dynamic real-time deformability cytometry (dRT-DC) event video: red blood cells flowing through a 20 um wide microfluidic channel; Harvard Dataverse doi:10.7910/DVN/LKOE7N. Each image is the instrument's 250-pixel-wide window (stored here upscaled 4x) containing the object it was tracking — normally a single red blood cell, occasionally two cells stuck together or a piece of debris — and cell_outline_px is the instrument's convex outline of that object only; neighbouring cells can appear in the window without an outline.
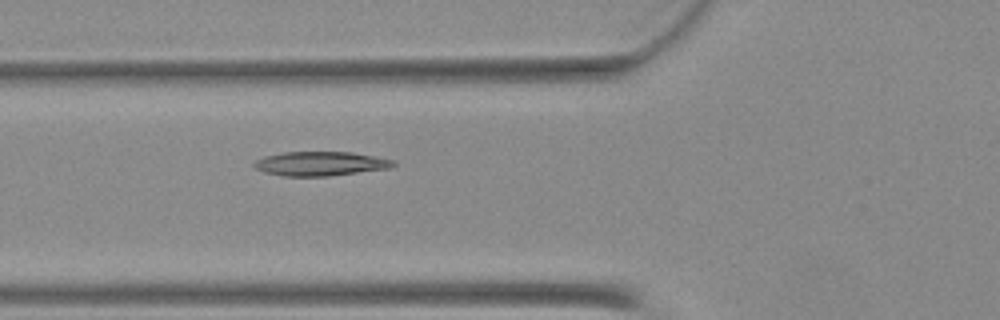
{"species": "Egyptian fruit bat (a non-hibernating species)", "species_latin": "Rousettus aegyptiacus", "temperature_condition": "warm", "stored_images_in_passage": 7, "camera_frame_rate_fps": 3000, "um_per_image_px": 0.085, "animal": {"sex": "female"}, "frame": {"image": 1, "passage_image": 6, "time_ms": 1.667, "image_size_px": [1000, 320], "cell_outline_px": [[396, 164], [388, 168], [328, 176], [284, 176], [264, 172], [256, 168], [252, 164], [256, 160], [264, 156], [284, 152], [352, 152], [376, 156], [396, 160]], "centroid_in_image_um": [27.24, 13.9], "position_along_channel_um": 98.6, "area_um2": 19.59}}